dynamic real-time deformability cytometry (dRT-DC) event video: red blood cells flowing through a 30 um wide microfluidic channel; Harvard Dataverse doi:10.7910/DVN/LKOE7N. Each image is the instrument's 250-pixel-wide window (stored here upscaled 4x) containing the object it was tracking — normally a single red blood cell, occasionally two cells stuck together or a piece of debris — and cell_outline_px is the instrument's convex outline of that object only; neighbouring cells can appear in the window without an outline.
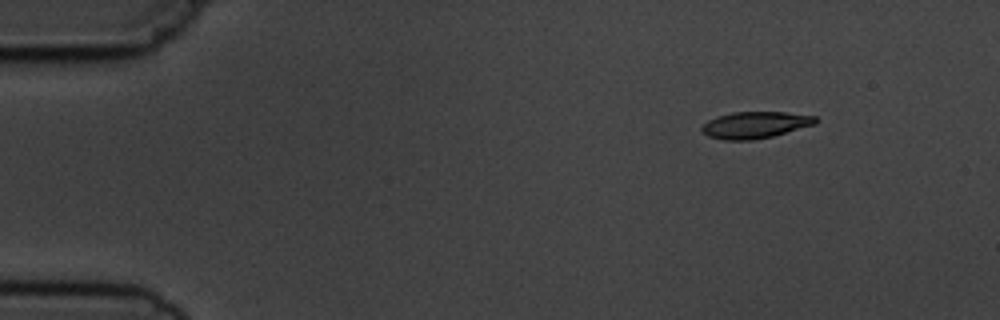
{"species": "common noctule bat (a hibernating species)", "species_latin": "Nyctalus noctula", "temperature_condition": "cold", "stored_images_in_passage": 8, "camera_frame_rate_fps": 3000, "um_per_image_px": 0.085, "animal": {"sex": "male", "body_mass_g": 19.5, "forearm_length_mm": 54.6}, "frame": {"image": 1, "passage_image": 1, "time_ms": 0.0, "image_size_px": [1000, 320], "cell_outline_px": [[820, 120], [816, 124], [772, 136], [752, 140], [724, 140], [708, 136], [700, 128], [708, 120], [716, 116], [732, 112], [784, 112], [816, 116]], "centroid_in_image_um": [64.2, 10.61], "position_along_channel_um": 20.8, "area_um2": 17.69}}
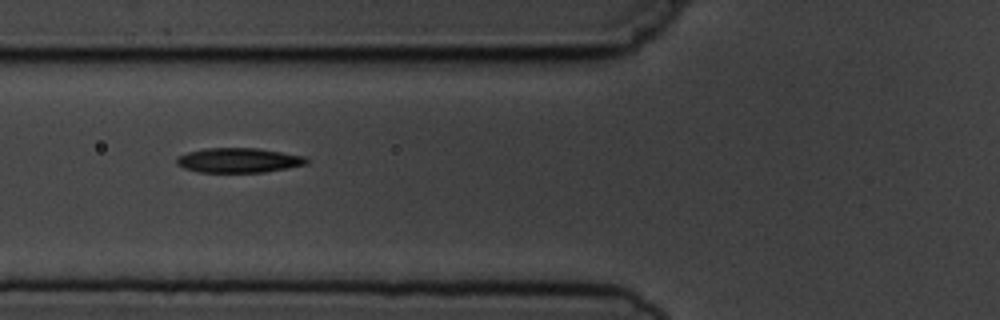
{"frame": {"image": 2, "passage_image": 5, "time_ms": 4.667, "image_size_px": [1000, 320], "cell_outline_px": [[308, 164], [288, 168], [264, 172], [200, 172], [184, 168], [176, 164], [176, 160], [180, 156], [188, 152], [204, 148], [256, 148], [308, 156]], "centroid_in_image_um": [20.33, 13.62], "position_along_channel_um": 105.5, "area_um2": 18.73}}
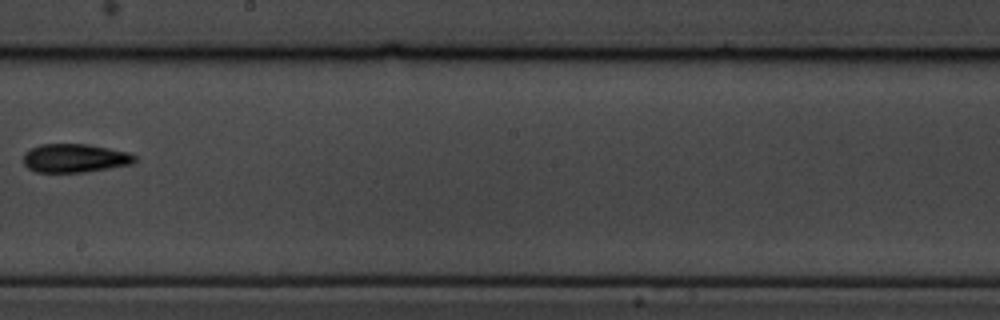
{"frame": {"image": 3, "passage_image": 8, "time_ms": 8.333, "image_size_px": [1000, 320], "cell_outline_px": [[136, 160], [132, 164], [84, 172], [36, 172], [28, 168], [24, 164], [24, 152], [40, 144], [84, 144], [108, 148], [128, 152], [136, 156]], "centroid_in_image_um": [6.35, 13.44], "position_along_channel_um": 241.9, "area_um2": 18.44}}